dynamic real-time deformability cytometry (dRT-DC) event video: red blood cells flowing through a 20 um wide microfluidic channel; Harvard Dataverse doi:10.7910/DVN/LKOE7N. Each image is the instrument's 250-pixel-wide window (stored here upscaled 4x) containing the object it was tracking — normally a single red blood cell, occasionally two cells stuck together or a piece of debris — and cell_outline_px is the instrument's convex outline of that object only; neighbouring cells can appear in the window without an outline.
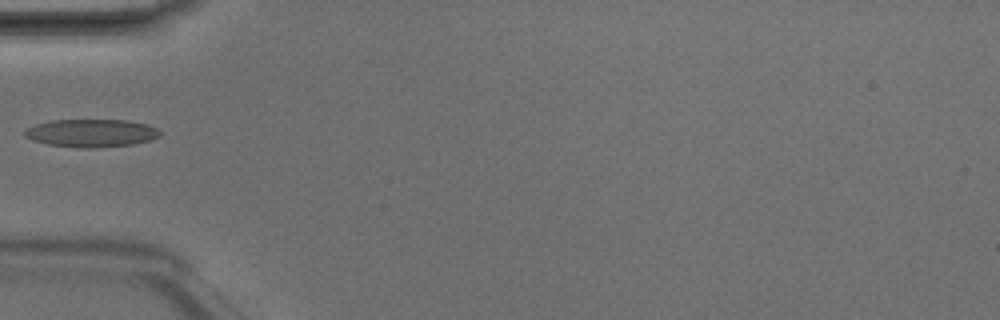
{"species": "Egyptian fruit bat (a non-hibernating species)", "species_latin": "Rousettus aegyptiacus", "temperature_condition": "room temperature", "stored_images_in_passage": 4, "camera_frame_rate_fps": 3000, "um_per_image_px": 0.085, "animal": {"sex": "male"}, "frame": {"image": 1, "passage_image": 4, "time_ms": 1.0, "image_size_px": [1000, 320], "cell_outline_px": [[160, 136], [148, 140], [132, 144], [92, 148], [80, 148], [48, 144], [32, 140], [24, 136], [24, 132], [28, 128], [36, 124], [48, 120], [128, 120], [148, 124], [156, 128], [160, 132]], "centroid_in_image_um": [7.74, 11.3], "position_along_channel_um": 77.3, "area_um2": 21.91}}